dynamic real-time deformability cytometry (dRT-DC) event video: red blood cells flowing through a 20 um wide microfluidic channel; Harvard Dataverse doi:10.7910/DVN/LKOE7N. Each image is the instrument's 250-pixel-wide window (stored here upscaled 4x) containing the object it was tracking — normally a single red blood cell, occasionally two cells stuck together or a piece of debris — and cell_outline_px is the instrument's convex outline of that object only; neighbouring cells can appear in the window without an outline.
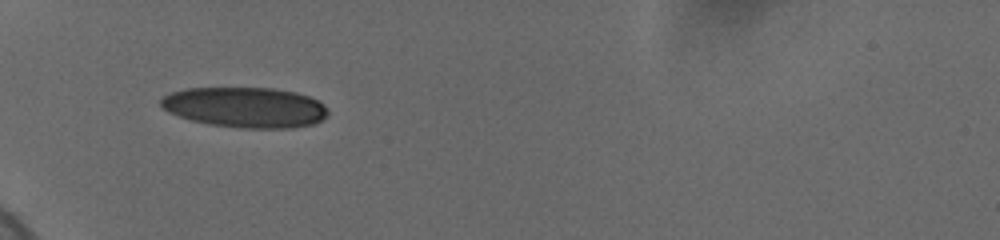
{"species": "human", "species_latin": "Homo sapiens", "temperature_condition": "cold", "stored_images_in_passage": 18, "camera_frame_rate_fps": 3000, "um_per_image_px": 0.085, "donor": {"sex": "female"}, "frame": {"image": 1, "passage_image": 1, "time_ms": 0.0, "image_size_px": [1000, 240], "cell_outline_px": [[328, 116], [312, 124], [292, 128], [240, 128], [208, 124], [192, 120], [168, 112], [160, 104], [160, 100], [164, 96], [172, 92], [184, 88], [272, 88], [296, 92], [308, 96], [324, 104], [328, 112]], "centroid_in_image_um": [20.85, 9.12], "position_along_channel_um": 64.2, "area_um2": 39.3}}
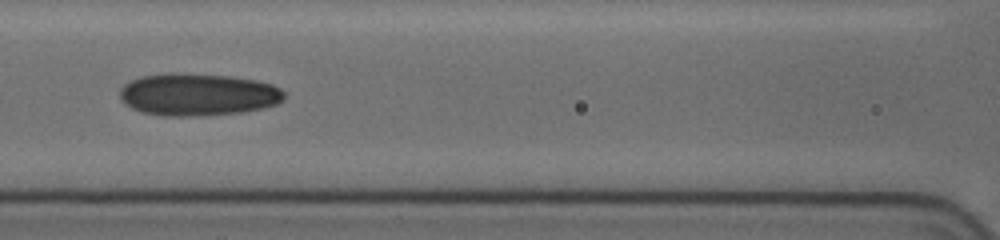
{"frame": {"image": 2, "passage_image": 13, "time_ms": 2.667, "image_size_px": [1000, 240], "cell_outline_px": [[284, 100], [276, 104], [264, 108], [244, 112], [188, 116], [160, 116], [144, 112], [132, 108], [120, 100], [120, 88], [124, 84], [132, 80], [144, 76], [232, 76], [256, 80], [272, 84], [280, 88], [284, 92]], "centroid_in_image_um": [16.88, 8.08], "position_along_channel_um": 149.7, "area_um2": 39.42}}
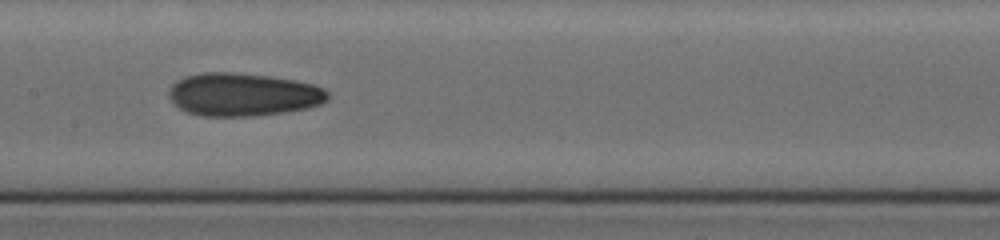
{"frame": {"image": 3, "passage_image": 17, "time_ms": 3.667, "image_size_px": [1000, 240], "cell_outline_px": [[328, 100], [320, 104], [308, 108], [284, 112], [252, 116], [200, 116], [188, 112], [180, 108], [168, 96], [168, 92], [172, 84], [176, 80], [200, 72], [232, 72], [268, 76], [296, 80], [312, 84], [324, 88], [328, 92]], "centroid_in_image_um": [20.66, 8.03], "position_along_channel_um": 186.7, "area_um2": 39.88}}